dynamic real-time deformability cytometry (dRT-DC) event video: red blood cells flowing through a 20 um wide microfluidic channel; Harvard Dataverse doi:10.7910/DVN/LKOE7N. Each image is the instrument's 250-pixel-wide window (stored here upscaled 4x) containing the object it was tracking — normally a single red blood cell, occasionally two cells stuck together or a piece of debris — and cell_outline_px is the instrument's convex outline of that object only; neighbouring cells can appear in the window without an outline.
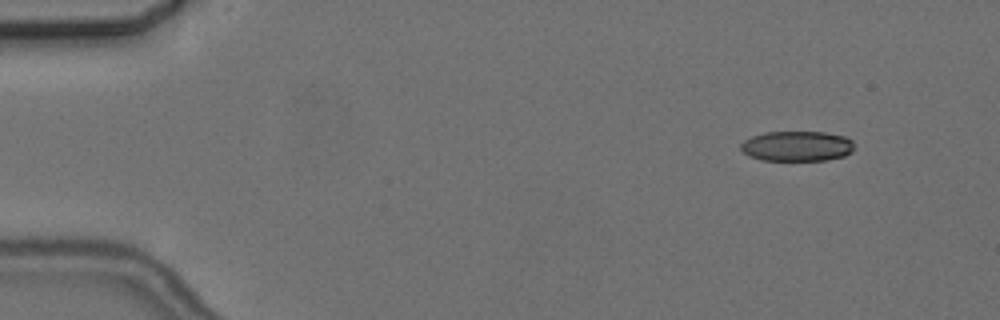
{"species": "common noctule bat (a hibernating species)", "species_latin": "Nyctalus noctula", "temperature_condition": "cold", "stored_images_in_passage": 4, "camera_frame_rate_fps": 3000, "um_per_image_px": 0.085, "animal": {"sex": "female", "body_mass_g": 24.6, "forearm_length_mm": 56.2}, "frame": {"image": 1, "passage_image": 1, "time_ms": 0.0, "image_size_px": [1000, 320], "cell_outline_px": [[856, 148], [852, 152], [844, 156], [828, 160], [760, 160], [748, 156], [740, 148], [740, 144], [744, 140], [752, 136], [764, 132], [824, 132], [844, 136], [852, 140]], "centroid_in_image_um": [67.76, 12.42], "position_along_channel_um": 17.2, "area_um2": 20.17}}
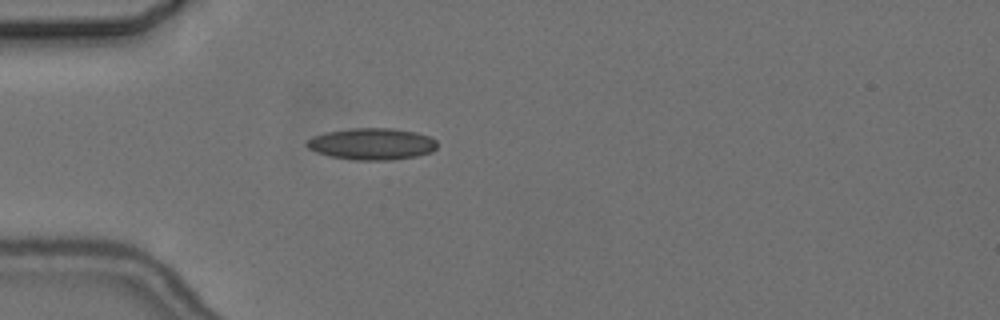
{"frame": {"image": 2, "passage_image": 4, "time_ms": 3.667, "image_size_px": [1000, 320], "cell_outline_px": [[436, 148], [432, 152], [416, 156], [392, 160], [352, 160], [332, 156], [316, 152], [308, 148], [304, 144], [312, 136], [324, 132], [352, 128], [392, 128], [416, 132], [428, 136], [436, 140]], "centroid_in_image_um": [31.59, 12.23], "position_along_channel_um": 53.4, "area_um2": 24.16}}